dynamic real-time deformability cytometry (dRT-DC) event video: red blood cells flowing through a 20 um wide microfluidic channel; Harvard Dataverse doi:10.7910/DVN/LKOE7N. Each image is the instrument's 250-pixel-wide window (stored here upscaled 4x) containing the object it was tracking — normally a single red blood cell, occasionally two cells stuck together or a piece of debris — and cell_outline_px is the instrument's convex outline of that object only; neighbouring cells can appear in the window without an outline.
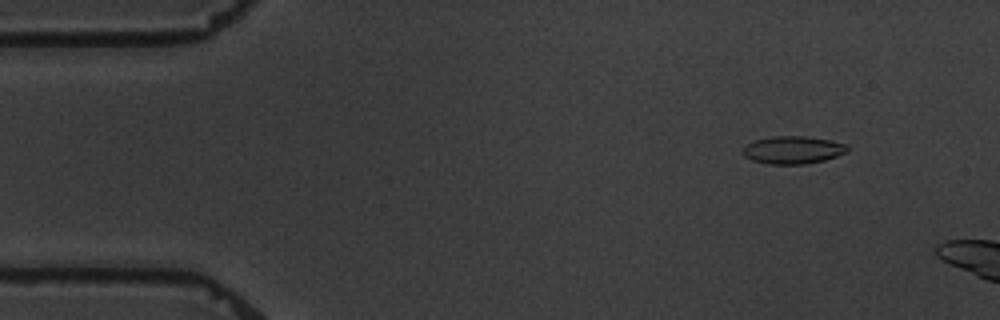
{"species": "common noctule bat (a hibernating species)", "species_latin": "Nyctalus noctula", "temperature_condition": "warm", "stored_images_in_passage": 6, "camera_frame_rate_fps": 3000, "um_per_image_px": 0.085, "animal": {"sex": "male", "body_mass_g": 19.5, "forearm_length_mm": 54.6}, "frame": {"image": 1, "passage_image": 2, "time_ms": 1.333, "image_size_px": [1000, 320], "cell_outline_px": [[848, 152], [824, 160], [804, 164], [768, 164], [752, 160], [744, 156], [744, 144], [752, 140], [772, 136], [808, 136], [848, 144]], "centroid_in_image_um": [67.38, 12.73], "position_along_channel_um": 17.6, "area_um2": 16.99}}
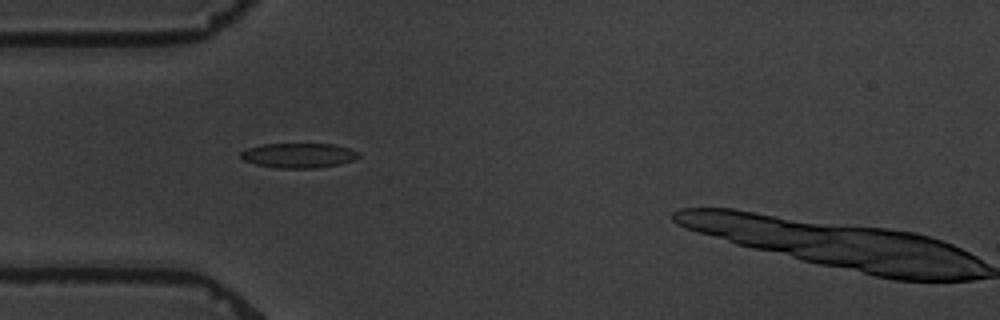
{"frame": {"image": 2, "passage_image": 5, "time_ms": 5.0, "image_size_px": [1000, 320], "cell_outline_px": [[360, 156], [352, 160], [336, 164], [316, 168], [280, 168], [256, 164], [244, 160], [240, 156], [240, 152], [248, 148], [260, 144], [336, 144], [360, 152]], "centroid_in_image_um": [25.38, 13.2], "position_along_channel_um": 59.6, "area_um2": 16.88}}
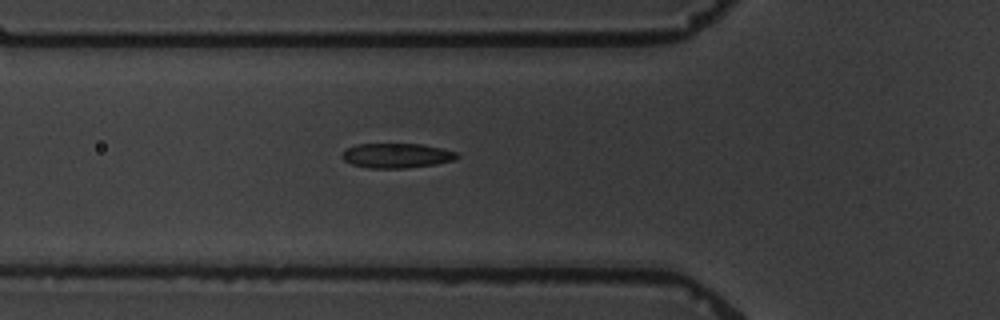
{"frame": {"image": 3, "passage_image": 6, "time_ms": 6.0, "image_size_px": [1000, 320], "cell_outline_px": [[460, 156], [456, 160], [436, 164], [404, 168], [368, 168], [352, 164], [344, 160], [340, 156], [348, 148], [356, 144], [424, 144], [456, 152]], "centroid_in_image_um": [33.74, 13.23], "position_along_channel_um": 92.1, "area_um2": 16.53}}